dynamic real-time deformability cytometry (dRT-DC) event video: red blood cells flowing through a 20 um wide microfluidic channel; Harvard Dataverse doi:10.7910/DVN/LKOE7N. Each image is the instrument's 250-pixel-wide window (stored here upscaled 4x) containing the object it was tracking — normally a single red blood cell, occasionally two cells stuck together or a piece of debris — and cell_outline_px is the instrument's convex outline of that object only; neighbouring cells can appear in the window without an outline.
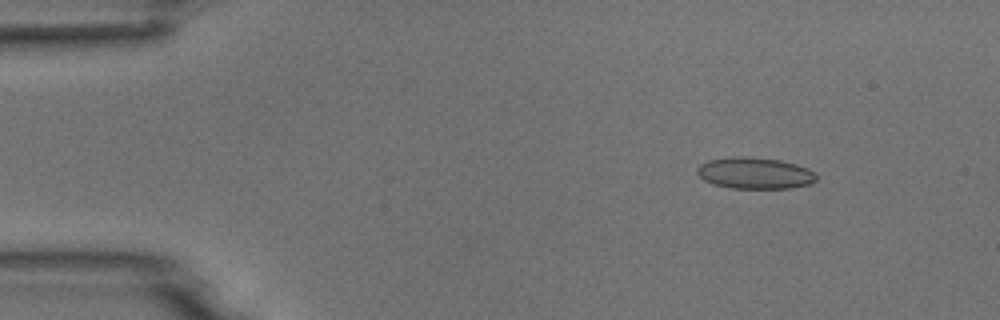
{"species": "common noctule bat (a hibernating species)", "species_latin": "Nyctalus noctula", "temperature_condition": "room temperature", "stored_images_in_passage": 4, "camera_frame_rate_fps": 3000, "um_per_image_px": 0.085, "animal": {"sex": "male", "body_mass_g": 18.8}, "frame": {"image": 1, "passage_image": 2, "time_ms": 1.0, "image_size_px": [1000, 320], "cell_outline_px": [[816, 180], [808, 184], [792, 188], [732, 188], [712, 184], [704, 180], [696, 172], [696, 168], [700, 164], [708, 160], [732, 156], [748, 156], [780, 160], [796, 164], [808, 168], [816, 176]], "centroid_in_image_um": [64.12, 14.7], "position_along_channel_um": 20.9, "area_um2": 21.91}}